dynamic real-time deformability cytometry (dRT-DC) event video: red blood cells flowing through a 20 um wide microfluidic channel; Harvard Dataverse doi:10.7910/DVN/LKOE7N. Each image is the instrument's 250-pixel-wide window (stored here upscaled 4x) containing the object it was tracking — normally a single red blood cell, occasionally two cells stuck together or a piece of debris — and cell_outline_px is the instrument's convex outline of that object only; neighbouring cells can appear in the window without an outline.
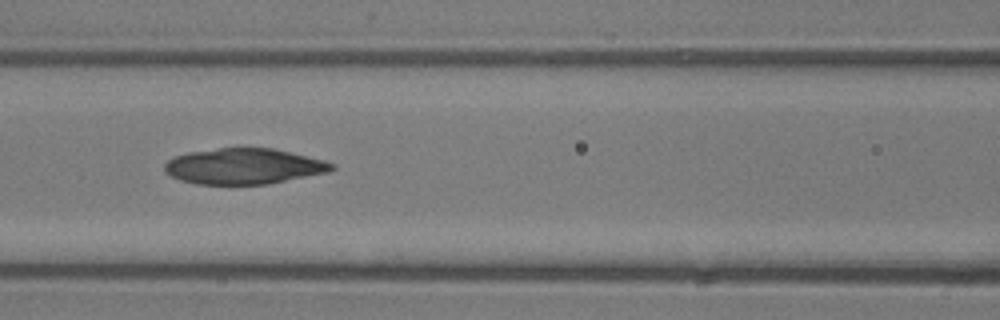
{"species": "common noctule bat (a hibernating species)", "species_latin": "Nyctalus noctula", "temperature_condition": "room temperature", "stored_images_in_passage": 4, "camera_frame_rate_fps": 3000, "um_per_image_px": 0.085, "animal": {"sex": "male", "body_mass_g": 13.3}, "frame": {"image": 1, "passage_image": 4, "time_ms": 3.333, "image_size_px": [1000, 320], "cell_outline_px": [[336, 168], [328, 172], [268, 184], [196, 184], [180, 180], [164, 172], [164, 164], [172, 156], [188, 152], [220, 148], [272, 148], [324, 160], [336, 164]], "centroid_in_image_um": [20.7, 14.13], "position_along_channel_um": 145.9, "area_um2": 34.85}}